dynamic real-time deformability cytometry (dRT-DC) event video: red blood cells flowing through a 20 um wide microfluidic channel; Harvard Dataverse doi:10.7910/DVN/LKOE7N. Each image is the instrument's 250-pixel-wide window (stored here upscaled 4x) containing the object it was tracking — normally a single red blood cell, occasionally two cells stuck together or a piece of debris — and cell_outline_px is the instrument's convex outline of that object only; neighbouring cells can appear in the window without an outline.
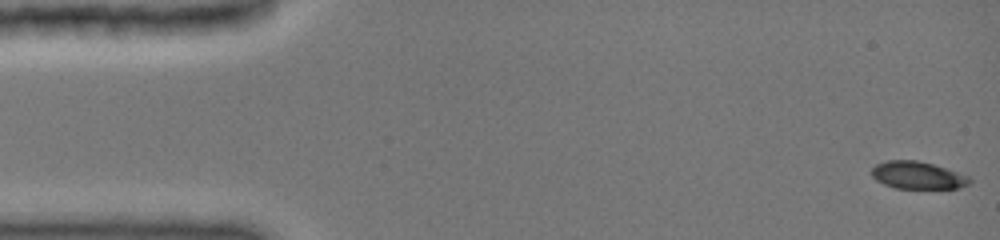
{"species": "common noctule bat (a hibernating species)", "species_latin": "Nyctalus noctula", "temperature_condition": "cold", "stored_images_in_passage": 56, "camera_frame_rate_fps": 3000, "um_per_image_px": 0.085, "animal": {"sex": "female", "body_mass_g": 19.0, "forearm_length_mm": 51.5}, "frame": {"image": 1, "passage_image": 1, "time_ms": 0.0, "image_size_px": [1000, 240], "cell_outline_px": [[972, 180], [968, 184], [960, 188], [896, 188], [884, 184], [876, 180], [872, 176], [872, 168], [876, 164], [888, 160], [916, 160], [932, 164], [968, 176]], "centroid_in_image_um": [77.98, 14.9], "position_along_channel_um": 7.0, "area_um2": 15.43}}
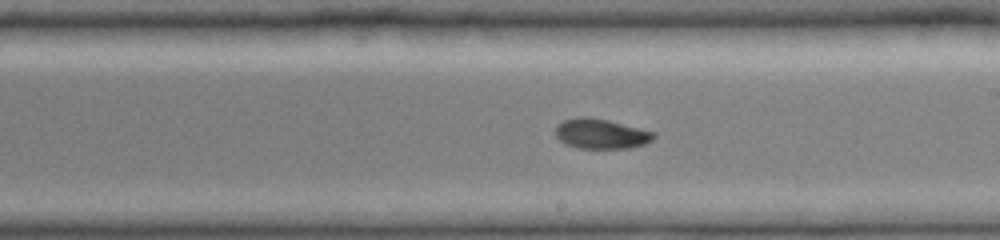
{"frame": {"image": 2, "passage_image": 29, "time_ms": 9.0, "image_size_px": [1000, 240], "cell_outline_px": [[656, 136], [652, 140], [644, 144], [632, 148], [576, 148], [564, 144], [556, 136], [556, 128], [564, 120], [580, 116], [584, 116], [608, 120], [656, 132]], "centroid_in_image_um": [51.11, 11.38], "position_along_channel_um": 237.9, "area_um2": 17.17}}
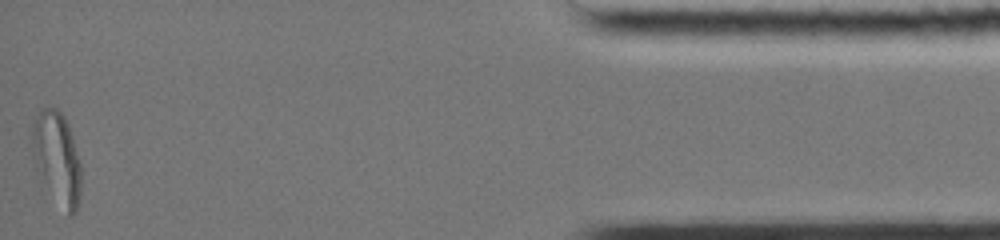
{"frame": {"image": 3, "passage_image": 56, "time_ms": 15.667, "image_size_px": [1000, 240], "cell_outline_px": [[80, 196], [76, 212], [72, 216], [40, 188], [36, 168], [32, 140], [32, 132], [36, 120], [40, 112], [44, 108], [56, 108], [64, 116], [68, 124], [72, 136], [80, 164]], "centroid_in_image_um": [4.83, 13.54], "position_along_channel_um": 430.4, "area_um2": 26.47}, "authors_computed_cell_mechanics": {"area_um2": 17.1088, "velocity_mm_per_s": 3.9564, "shape_relaxation_time_tau1_ms": 5.4082, "shape_relaxation_time_tau2_ms": 4.7621, "deformation_change_tau1": 0.1927, "deformation_change_tau2": 0.0822}}